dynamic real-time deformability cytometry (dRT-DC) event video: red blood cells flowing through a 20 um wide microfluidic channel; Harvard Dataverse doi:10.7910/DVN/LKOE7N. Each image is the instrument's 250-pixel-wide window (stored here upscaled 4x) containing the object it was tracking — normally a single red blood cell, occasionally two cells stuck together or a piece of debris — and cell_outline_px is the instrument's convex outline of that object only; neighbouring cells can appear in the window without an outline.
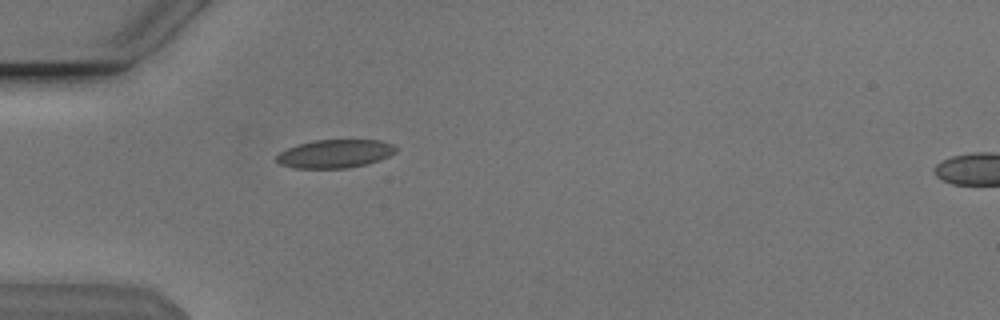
{"species": "Egyptian fruit bat (a non-hibernating species)", "species_latin": "Rousettus aegyptiacus", "temperature_condition": "cold", "stored_images_in_passage": 38, "camera_frame_rate_fps": 3000, "um_per_image_px": 0.085, "animal": {"sex": "male"}, "frame": {"image": 1, "passage_image": 1, "time_ms": 0.0, "image_size_px": [1000, 320], "cell_outline_px": [[396, 152], [380, 160], [348, 168], [292, 168], [280, 164], [276, 160], [276, 156], [280, 152], [288, 148], [312, 140], [380, 140], [392, 144], [396, 148]], "centroid_in_image_um": [28.46, 13.07], "position_along_channel_um": 56.5, "area_um2": 19.59}}
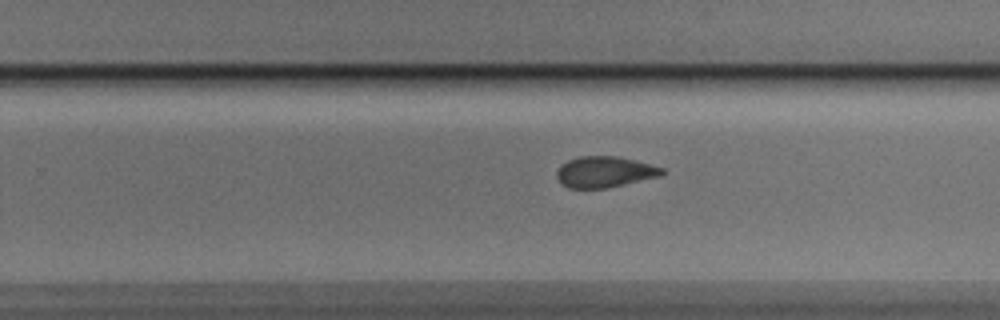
{"frame": {"image": 2, "passage_image": 19, "time_ms": 6.0, "image_size_px": [1000, 320], "cell_outline_px": [[664, 172], [660, 176], [608, 188], [568, 188], [560, 184], [556, 176], [556, 172], [560, 164], [568, 160], [580, 156], [616, 156], [664, 168]], "centroid_in_image_um": [51.33, 14.62], "position_along_channel_um": 278.5, "area_um2": 19.02}}
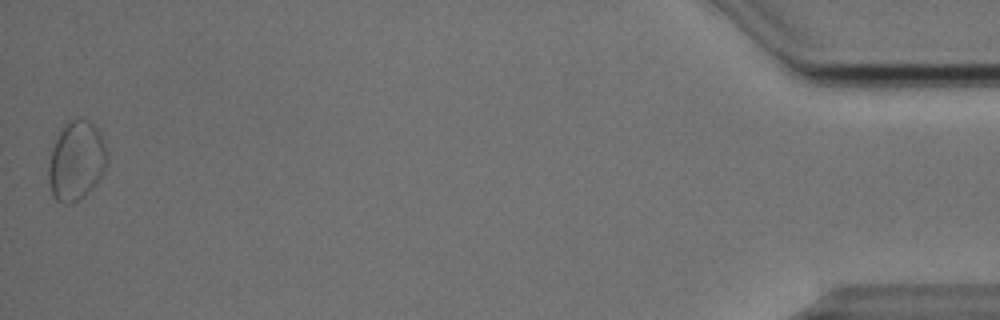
{"frame": {"image": 3, "passage_image": 38, "time_ms": 12.333, "image_size_px": [1000, 320], "cell_outline_px": [[108, 160], [96, 184], [84, 196], [72, 204], [64, 204], [56, 200], [52, 192], [48, 180], [48, 164], [52, 148], [60, 132], [76, 116], [80, 116], [88, 120], [96, 128], [104, 140]], "centroid_in_image_um": [6.49, 13.68], "position_along_channel_um": 428.7, "area_um2": 26.88}, "authors_computed_cell_mechanics": {"area_um2": 19.5942, "velocity_mm_per_s": 3.8286, "shape_relaxation_time_tau1_ms": 5.7211, "shape_relaxation_time_tau2_ms": 2.1455, "deformation_change_tau1": 0.115, "deformation_change_tau2": 0.0692}}